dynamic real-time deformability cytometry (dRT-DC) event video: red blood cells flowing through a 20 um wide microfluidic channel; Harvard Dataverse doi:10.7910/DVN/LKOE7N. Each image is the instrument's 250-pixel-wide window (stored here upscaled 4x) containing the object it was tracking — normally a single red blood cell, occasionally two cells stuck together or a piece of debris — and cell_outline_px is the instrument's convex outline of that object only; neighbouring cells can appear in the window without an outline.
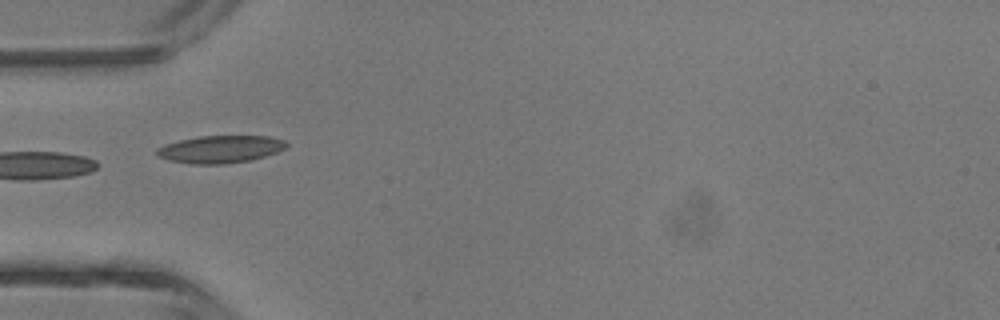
{"species": "common noctule bat (a hibernating species)", "species_latin": "Nyctalus noctula", "temperature_condition": "room temperature", "stored_images_in_passage": 6, "camera_frame_rate_fps": 3000, "um_per_image_px": 0.085, "animal": {"sex": "male", "body_mass_g": 13.3}, "frame": {"image": 1, "passage_image": 5, "time_ms": 4.667, "image_size_px": [1000, 320], "cell_outline_px": [[288, 148], [252, 160], [224, 164], [192, 164], [168, 160], [156, 156], [156, 148], [164, 144], [180, 140], [200, 136], [268, 136], [284, 140], [288, 144]], "centroid_in_image_um": [18.72, 12.69], "position_along_channel_um": 66.3, "area_um2": 20.87}}
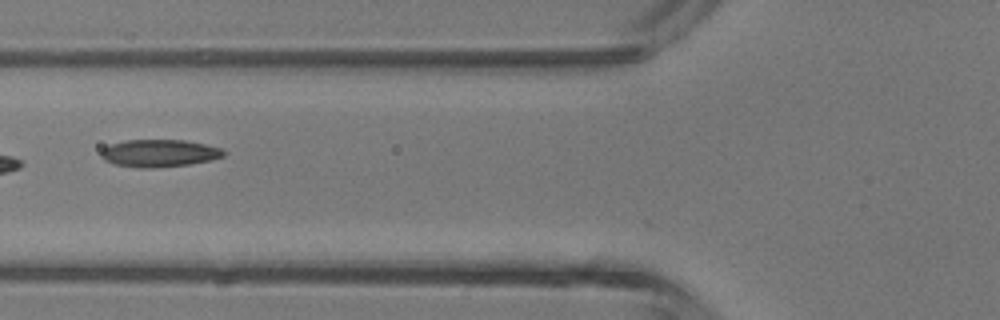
{"frame": {"image": 2, "passage_image": 6, "time_ms": 5.667, "image_size_px": [1000, 320], "cell_outline_px": [[224, 156], [212, 160], [188, 164], [152, 168], [136, 168], [112, 164], [104, 160], [100, 156], [100, 152], [104, 148], [112, 144], [124, 140], [184, 140], [204, 144], [220, 148], [224, 152]], "centroid_in_image_um": [13.49, 13.03], "position_along_channel_um": 112.3, "area_um2": 19.59}}